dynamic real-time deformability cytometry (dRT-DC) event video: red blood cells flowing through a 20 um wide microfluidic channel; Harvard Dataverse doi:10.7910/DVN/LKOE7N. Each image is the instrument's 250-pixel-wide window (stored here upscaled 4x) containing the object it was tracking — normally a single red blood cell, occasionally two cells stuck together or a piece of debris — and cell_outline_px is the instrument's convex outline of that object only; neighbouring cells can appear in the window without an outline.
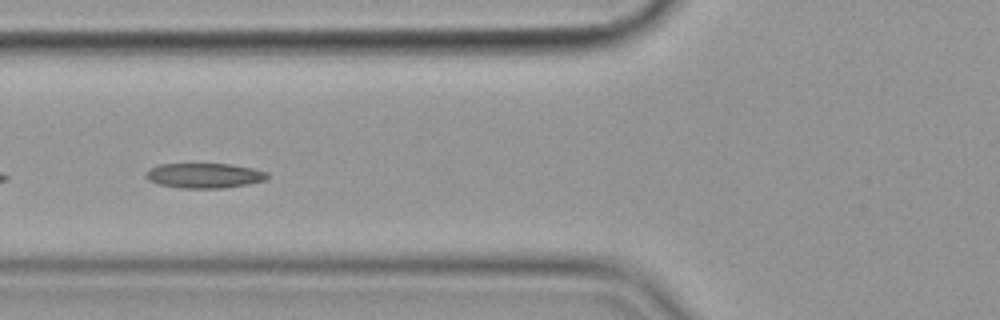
{"species": "common noctule bat (a hibernating species)", "species_latin": "Nyctalus noctula", "temperature_condition": "cold", "stored_images_in_passage": 29, "camera_frame_rate_fps": 3000, "um_per_image_px": 0.085, "animal": {"sex": "female", "body_mass_g": 19.9}, "frame": {"image": 1, "passage_image": 5, "time_ms": 1.333, "image_size_px": [1000, 320], "cell_outline_px": [[268, 176], [264, 180], [248, 184], [224, 188], [180, 188], [160, 184], [148, 180], [144, 176], [144, 172], [148, 168], [160, 164], [232, 164], [252, 168], [268, 172]], "centroid_in_image_um": [17.33, 14.92], "position_along_channel_um": 108.5, "area_um2": 17.74}}
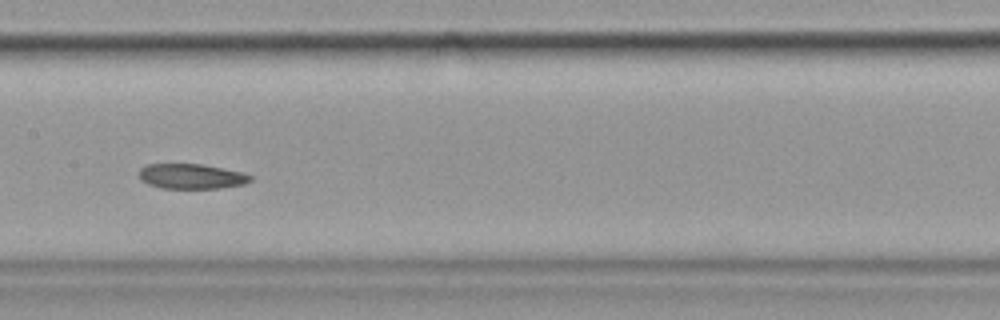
{"frame": {"image": 2, "passage_image": 12, "time_ms": 3.667, "image_size_px": [1000, 320], "cell_outline_px": [[252, 180], [244, 184], [220, 188], [160, 188], [148, 184], [140, 180], [140, 168], [148, 164], [200, 164], [244, 172], [252, 176]], "centroid_in_image_um": [16.28, 14.99], "position_along_channel_um": 191.1, "area_um2": 16.24}}
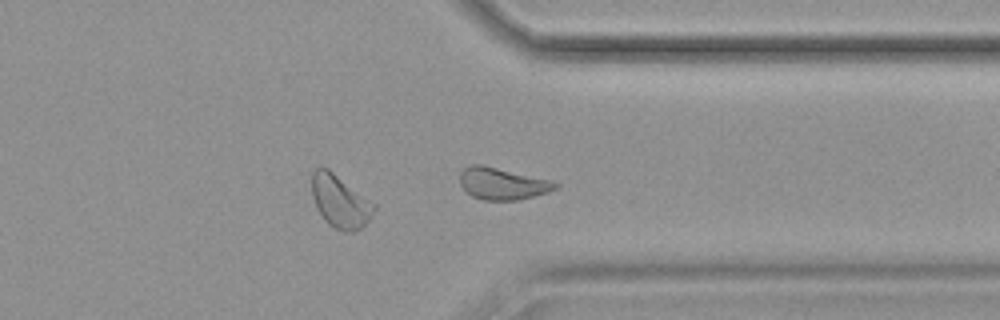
{"frame": {"image": 3, "passage_image": 27, "time_ms": 8.667, "image_size_px": [1000, 320], "cell_outline_px": [[560, 184], [556, 188], [548, 192], [516, 200], [484, 200], [472, 196], [460, 184], [460, 172], [468, 164], [484, 164], [552, 180]], "centroid_in_image_um": [42.7, 15.58], "position_along_channel_um": 368.7, "area_um2": 17.86}, "authors_computed_cell_mechanics": {"area_um2": 16.8776, "velocity_mm_per_s": 3.5483, "shape_relaxation_time_tau1_ms": null, "shape_relaxation_time_tau2_ms": 3.6695, "deformation_change_tau1": null, "deformation_change_tau2": 0.0805}}